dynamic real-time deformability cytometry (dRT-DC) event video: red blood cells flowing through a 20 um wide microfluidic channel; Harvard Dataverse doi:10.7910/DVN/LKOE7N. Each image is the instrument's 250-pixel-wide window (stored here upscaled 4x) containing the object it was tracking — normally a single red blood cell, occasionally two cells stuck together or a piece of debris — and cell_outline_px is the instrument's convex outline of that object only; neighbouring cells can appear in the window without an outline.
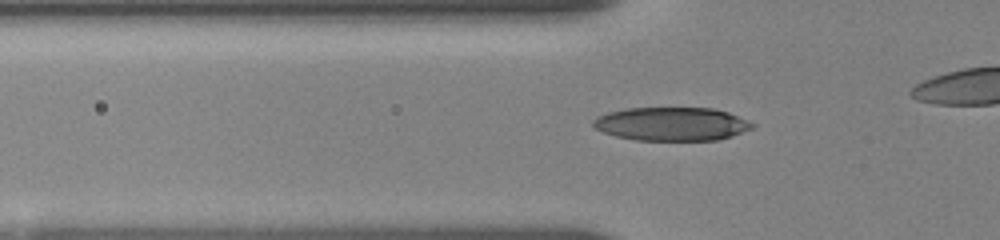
{"species": "human", "species_latin": "Homo sapiens", "temperature_condition": "room temperature", "stored_images_in_passage": 48, "camera_frame_rate_fps": 3000, "um_per_image_px": 0.085, "donor": {"sex": "female"}, "frame": {"image": 1, "passage_image": 22, "time_ms": 5.667, "image_size_px": [1000, 240], "cell_outline_px": [[756, 124], [752, 128], [732, 136], [720, 140], [636, 140], [616, 136], [604, 132], [596, 128], [592, 124], [592, 120], [596, 116], [608, 112], [624, 108], [712, 108], [728, 112], [748, 120]], "centroid_in_image_um": [57.09, 10.53], "position_along_channel_um": 68.7, "area_um2": 31.15}}
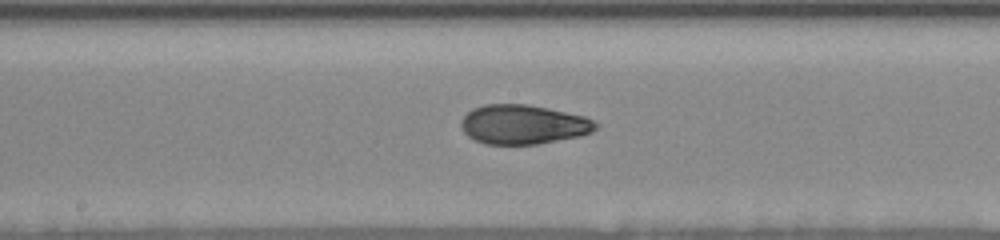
{"frame": {"image": 2, "passage_image": 33, "time_ms": 9.333, "image_size_px": [1000, 240], "cell_outline_px": [[600, 124], [592, 132], [580, 136], [536, 144], [484, 144], [468, 136], [460, 128], [460, 120], [472, 108], [484, 104], [528, 104], [548, 108], [584, 116]], "centroid_in_image_um": [44.45, 10.57], "position_along_channel_um": 203.7, "area_um2": 30.98}}
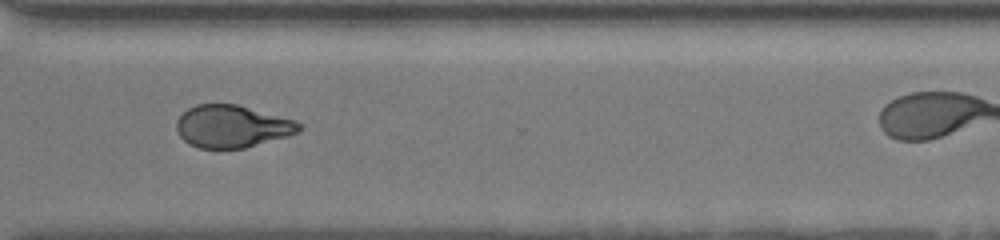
{"frame": {"image": 3, "passage_image": 47, "time_ms": 13.333, "image_size_px": [1000, 240], "cell_outline_px": [[304, 128], [300, 132], [288, 136], [244, 148], [200, 148], [188, 144], [180, 136], [176, 128], [176, 120], [188, 108], [196, 104], [236, 104], [296, 120]], "centroid_in_image_um": [19.74, 10.74], "position_along_channel_um": 350.9, "area_um2": 30.35}}